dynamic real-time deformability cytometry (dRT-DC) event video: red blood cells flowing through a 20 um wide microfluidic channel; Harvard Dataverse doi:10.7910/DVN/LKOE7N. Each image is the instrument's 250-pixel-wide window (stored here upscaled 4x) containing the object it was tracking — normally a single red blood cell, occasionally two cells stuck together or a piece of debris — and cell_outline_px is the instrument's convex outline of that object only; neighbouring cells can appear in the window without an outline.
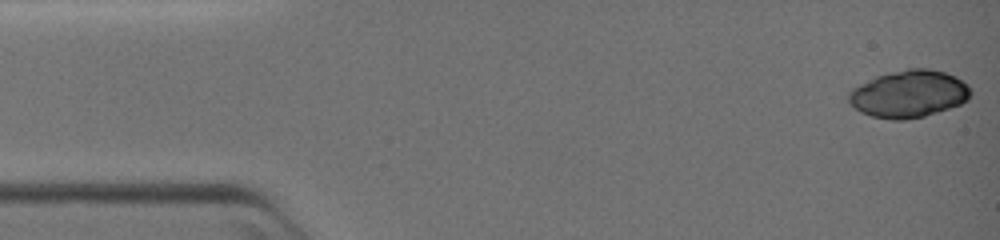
{"species": "common noctule bat (a hibernating species)", "species_latin": "Nyctalus noctula", "temperature_condition": "warm", "stored_images_in_passage": 55, "camera_frame_rate_fps": 3000, "um_per_image_px": 0.085, "animal": {"sex": "female", "body_mass_g": 19.0, "forearm_length_mm": 51.5}, "frame": {"image": 1, "passage_image": 1, "time_ms": 0.0, "image_size_px": [1000, 240], "cell_outline_px": [[972, 92], [968, 100], [960, 104], [924, 116], [904, 120], [892, 120], [872, 116], [860, 112], [848, 100], [848, 92], [852, 88], [876, 76], [908, 68], [928, 68], [944, 72], [956, 76], [968, 84]], "centroid_in_image_um": [77.27, 7.98], "position_along_channel_um": 7.7, "area_um2": 33.58}}